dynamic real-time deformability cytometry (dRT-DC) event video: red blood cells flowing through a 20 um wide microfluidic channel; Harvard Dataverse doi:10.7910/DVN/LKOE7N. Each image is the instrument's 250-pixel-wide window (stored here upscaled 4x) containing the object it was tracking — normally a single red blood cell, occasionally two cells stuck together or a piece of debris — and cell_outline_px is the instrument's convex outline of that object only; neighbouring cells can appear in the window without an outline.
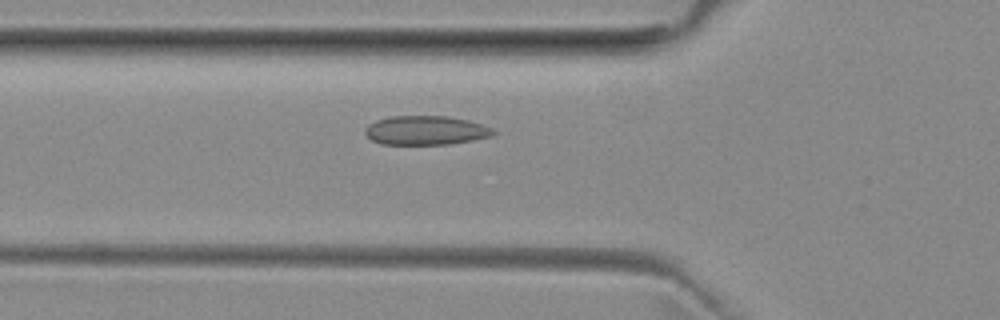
{"species": "common noctule bat (a hibernating species)", "species_latin": "Nyctalus noctula", "temperature_condition": "room temperature", "stored_images_in_passage": 40, "camera_frame_rate_fps": 3000, "um_per_image_px": 0.085, "animal": {"sex": "female", "body_mass_g": 29.2, "forearm_length_mm": 56.3}, "frame": {"image": 1, "passage_image": 9, "time_ms": 2.667, "image_size_px": [1000, 320], "cell_outline_px": [[496, 132], [492, 136], [472, 140], [448, 144], [380, 144], [372, 140], [364, 132], [364, 128], [368, 124], [376, 120], [392, 116], [448, 116], [468, 120], [492, 128]], "centroid_in_image_um": [36.17, 11.08], "position_along_channel_um": 89.6, "area_um2": 21.68}}
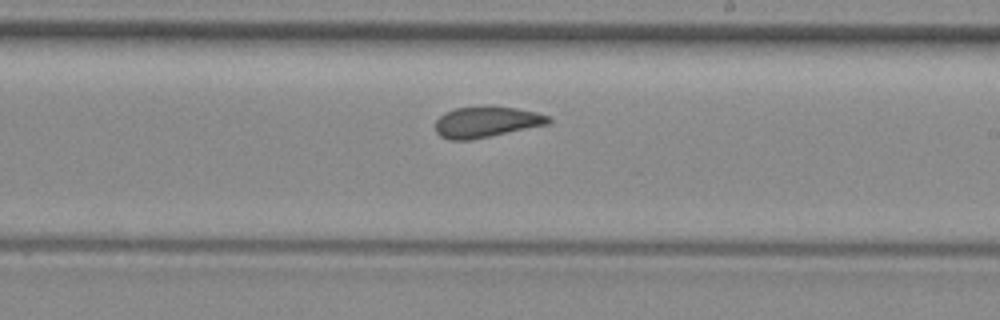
{"frame": {"image": 2, "passage_image": 21, "time_ms": 6.667, "image_size_px": [1000, 320], "cell_outline_px": [[552, 120], [548, 124], [472, 140], [448, 140], [440, 136], [436, 132], [436, 120], [444, 112], [456, 108], [484, 104], [488, 104], [516, 108], [536, 112], [548, 116]], "centroid_in_image_um": [41.31, 10.34], "position_along_channel_um": 247.7, "area_um2": 20.81}}
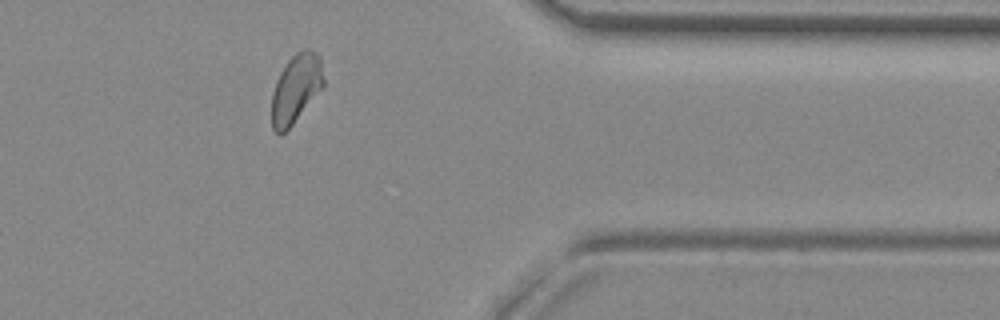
{"frame": {"image": 3, "passage_image": 33, "time_ms": 10.667, "image_size_px": [1000, 320], "cell_outline_px": [[324, 88], [292, 124], [280, 136], [272, 128], [272, 92], [276, 80], [280, 72], [288, 60], [296, 52], [304, 48], [308, 48], [316, 52], [320, 56], [324, 80]], "centroid_in_image_um": [25.17, 7.51], "position_along_channel_um": 386.2, "area_um2": 20.98}, "authors_computed_cell_mechanics": {"area_um2": 20.9814, "velocity_mm_per_s": 3.951, "shape_relaxation_time_tau1_ms": 7.8619, "shape_relaxation_time_tau2_ms": 1.6621, "deformation_change_tau1": 0.1117, "deformation_change_tau2": 0.0665}}